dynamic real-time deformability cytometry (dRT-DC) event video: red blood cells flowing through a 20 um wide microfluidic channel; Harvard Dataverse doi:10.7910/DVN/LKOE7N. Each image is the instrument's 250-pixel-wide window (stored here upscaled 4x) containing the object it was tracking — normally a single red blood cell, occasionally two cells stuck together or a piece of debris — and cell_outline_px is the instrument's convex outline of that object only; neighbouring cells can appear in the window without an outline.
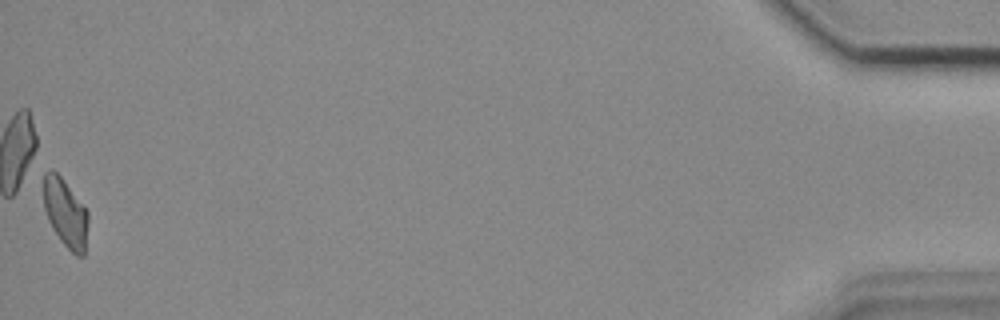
{"species": "common noctule bat (a hibernating species)", "species_latin": "Nyctalus noctula", "temperature_condition": "cold", "stored_images_in_passage": 52, "camera_frame_rate_fps": 3000, "um_per_image_px": 0.085, "animal": {"sex": "female", "body_mass_g": 18.4}, "frame": {"image": 1, "passage_image": 52, "time_ms": 17.0, "image_size_px": [1000, 320], "cell_outline_px": [[88, 220], [84, 256], [76, 256], [60, 240], [52, 228], [48, 220], [44, 208], [44, 172], [56, 172], [60, 176], [88, 212]], "centroid_in_image_um": [5.56, 18.15], "position_along_channel_um": 429.6, "area_um2": 17.34}}